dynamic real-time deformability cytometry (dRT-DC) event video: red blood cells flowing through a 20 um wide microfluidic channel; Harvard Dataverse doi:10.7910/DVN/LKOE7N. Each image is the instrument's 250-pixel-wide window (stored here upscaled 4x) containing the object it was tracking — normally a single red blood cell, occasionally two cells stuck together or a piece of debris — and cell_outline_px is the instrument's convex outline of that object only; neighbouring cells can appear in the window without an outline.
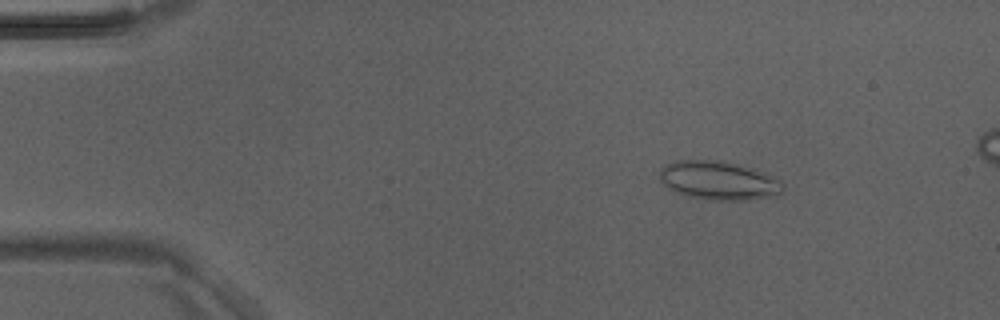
{"species": "Egyptian fruit bat (a non-hibernating species)", "species_latin": "Rousettus aegyptiacus", "temperature_condition": "room temperature", "stored_images_in_passage": 4, "camera_frame_rate_fps": 3000, "um_per_image_px": 0.085, "animal": {"sex": "male"}, "frame": {"image": 1, "passage_image": 2, "time_ms": 0.333, "image_size_px": [1000, 320], "cell_outline_px": [[784, 188], [776, 196], [744, 200], [704, 200], [684, 196], [668, 188], [660, 180], [660, 168], [664, 164], [680, 160], [720, 160], [752, 168], [780, 180], [784, 184]], "centroid_in_image_um": [61.05, 15.35], "position_along_channel_um": 23.9, "area_um2": 27.98}}